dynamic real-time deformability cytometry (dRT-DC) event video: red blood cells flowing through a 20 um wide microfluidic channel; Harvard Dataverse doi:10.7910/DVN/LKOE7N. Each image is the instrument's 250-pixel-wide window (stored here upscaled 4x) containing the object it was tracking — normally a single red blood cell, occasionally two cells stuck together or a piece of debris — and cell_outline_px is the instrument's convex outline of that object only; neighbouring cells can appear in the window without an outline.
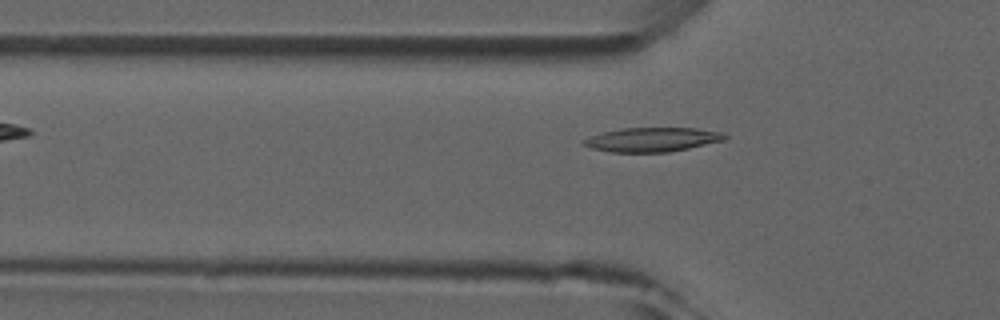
{"species": "common noctule bat (a hibernating species)", "species_latin": "Nyctalus noctula", "temperature_condition": "room temperature", "stored_images_in_passage": 3, "camera_frame_rate_fps": 3000, "um_per_image_px": 0.085, "animal": {"sex": "male", "forearm_length_mm": 52.5}, "frame": {"image": 1, "passage_image": 3, "time_ms": 2.333, "image_size_px": [1000, 320], "cell_outline_px": [[728, 136], [724, 140], [688, 148], [668, 152], [612, 152], [592, 148], [580, 144], [580, 140], [604, 132], [620, 128], [696, 128], [724, 132]], "centroid_in_image_um": [55.43, 11.86], "position_along_channel_um": 70.4, "area_um2": 19.88}}